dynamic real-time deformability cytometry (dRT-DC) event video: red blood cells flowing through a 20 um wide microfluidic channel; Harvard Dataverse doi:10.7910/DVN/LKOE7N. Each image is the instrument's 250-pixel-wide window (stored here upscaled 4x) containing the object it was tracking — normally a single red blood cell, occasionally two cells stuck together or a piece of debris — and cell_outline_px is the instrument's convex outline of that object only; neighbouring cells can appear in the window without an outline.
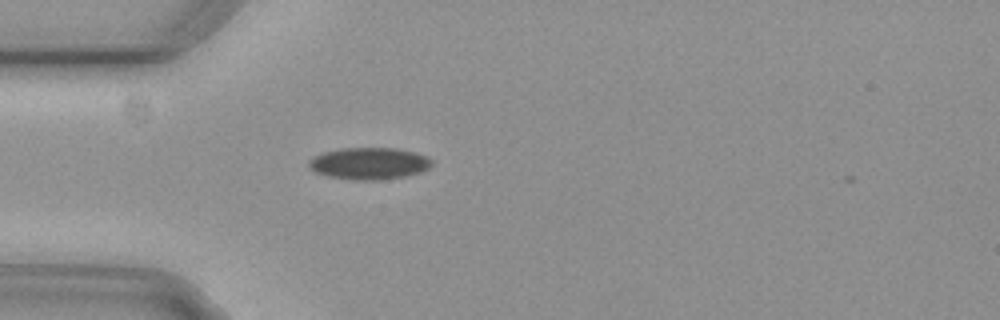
{"species": "common noctule bat (a hibernating species)", "species_latin": "Nyctalus noctula", "temperature_condition": "cold", "stored_images_in_passage": 1, "camera_frame_rate_fps": 3000, "um_per_image_px": 0.085, "animal": {"sex": "female", "body_mass_g": 29.2, "forearm_length_mm": 56.3}, "frame": {"image": 1, "passage_image": 1, "time_ms": 0.0, "image_size_px": [1000, 320], "cell_outline_px": [[432, 164], [428, 168], [420, 172], [404, 176], [376, 180], [356, 180], [328, 176], [316, 172], [308, 168], [308, 160], [312, 156], [324, 152], [340, 148], [396, 148], [416, 152], [432, 160]], "centroid_in_image_um": [31.33, 13.88], "position_along_channel_um": 53.7, "area_um2": 22.83}}